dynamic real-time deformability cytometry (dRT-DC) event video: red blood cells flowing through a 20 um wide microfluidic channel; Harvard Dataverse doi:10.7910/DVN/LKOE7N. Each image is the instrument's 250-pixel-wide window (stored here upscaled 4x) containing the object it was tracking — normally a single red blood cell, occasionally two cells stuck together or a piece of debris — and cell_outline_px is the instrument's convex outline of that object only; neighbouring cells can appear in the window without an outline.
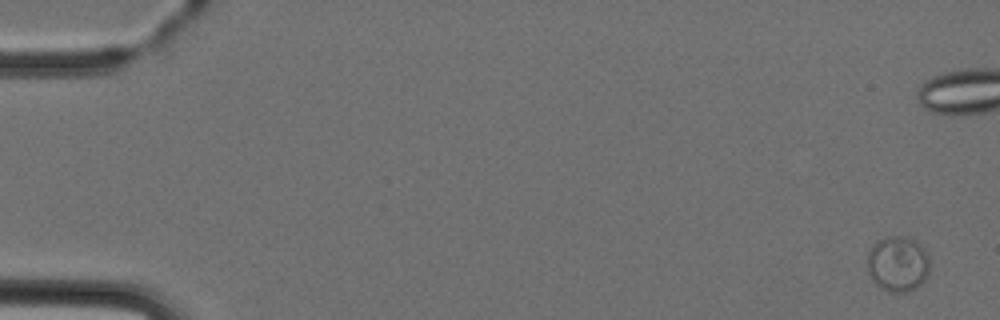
{"species": "Egyptian fruit bat (a non-hibernating species)", "species_latin": "Rousettus aegyptiacus", "temperature_condition": "cold", "stored_images_in_passage": 3, "camera_frame_rate_fps": 3000, "um_per_image_px": 0.085, "animal": {"sex": "female"}, "frame": {"image": 1, "passage_image": 3, "time_ms": 3.0, "image_size_px": [1000, 320], "cell_outline_px": [[928, 272], [924, 280], [916, 288], [904, 292], [892, 292], [880, 288], [868, 276], [868, 252], [872, 244], [876, 240], [888, 236], [908, 236], [916, 240], [928, 252]], "centroid_in_image_um": [76.3, 22.4], "position_along_channel_um": 8.7, "area_um2": 20.46}}